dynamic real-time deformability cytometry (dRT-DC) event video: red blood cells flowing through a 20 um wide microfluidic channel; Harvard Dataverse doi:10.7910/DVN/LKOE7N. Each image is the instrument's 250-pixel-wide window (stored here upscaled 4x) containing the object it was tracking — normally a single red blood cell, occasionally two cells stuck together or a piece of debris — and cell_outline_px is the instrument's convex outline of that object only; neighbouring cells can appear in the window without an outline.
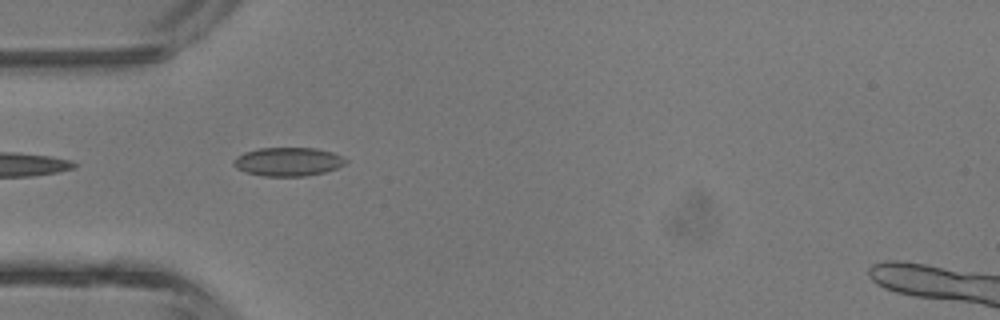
{"species": "common noctule bat (a hibernating species)", "species_latin": "Nyctalus noctula", "temperature_condition": "room temperature", "stored_images_in_passage": 5, "camera_frame_rate_fps": 3000, "um_per_image_px": 0.085, "animal": {"sex": "male", "body_mass_g": 13.3}, "frame": {"image": 1, "passage_image": 4, "time_ms": 3.667, "image_size_px": [1000, 320], "cell_outline_px": [[348, 160], [344, 164], [336, 168], [324, 172], [304, 176], [264, 176], [244, 172], [236, 168], [232, 164], [232, 160], [236, 156], [244, 152], [260, 148], [316, 148], [332, 152]], "centroid_in_image_um": [24.43, 13.74], "position_along_channel_um": 60.6, "area_um2": 18.73}}
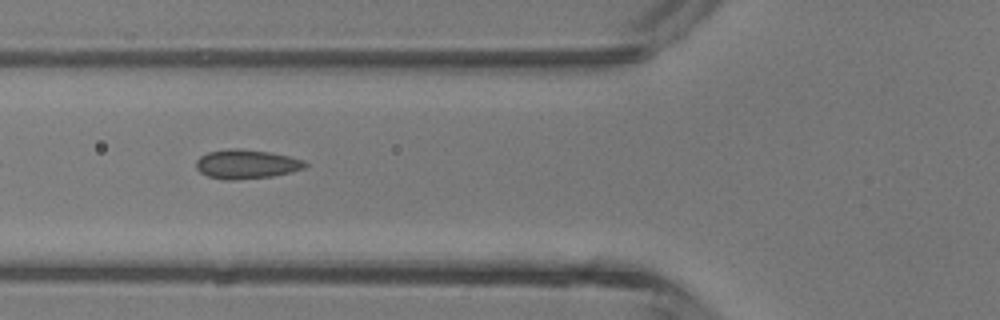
{"frame": {"image": 2, "passage_image": 5, "time_ms": 4.667, "image_size_px": [1000, 320], "cell_outline_px": [[308, 164], [304, 168], [272, 176], [232, 180], [224, 180], [208, 176], [200, 172], [196, 168], [196, 160], [200, 156], [208, 152], [228, 148], [240, 148], [268, 152], [288, 156], [304, 160]], "centroid_in_image_um": [20.9, 13.94], "position_along_channel_um": 104.9, "area_um2": 18.44}}